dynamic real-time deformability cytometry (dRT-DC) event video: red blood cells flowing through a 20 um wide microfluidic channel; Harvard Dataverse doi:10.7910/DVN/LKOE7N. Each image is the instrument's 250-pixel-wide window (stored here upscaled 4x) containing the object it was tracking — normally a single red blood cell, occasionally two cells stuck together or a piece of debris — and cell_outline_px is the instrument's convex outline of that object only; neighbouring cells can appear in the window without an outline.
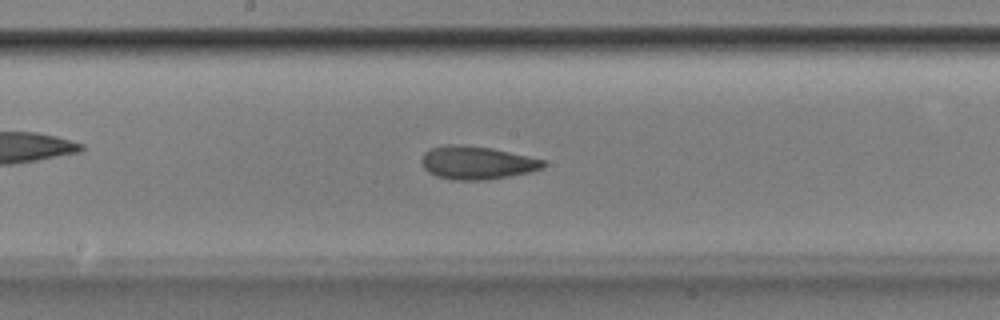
{"species": "Egyptian fruit bat (a non-hibernating species)", "species_latin": "Rousettus aegyptiacus", "temperature_condition": "room temperature", "stored_images_in_passage": 52, "camera_frame_rate_fps": 3000, "um_per_image_px": 0.085, "animal": {"sex": "male"}, "frame": {"image": 1, "passage_image": 27, "time_ms": 8.667, "image_size_px": [1000, 320], "cell_outline_px": [[548, 164], [544, 168], [528, 172], [488, 180], [452, 180], [436, 176], [428, 172], [424, 168], [420, 160], [424, 152], [432, 148], [448, 144], [464, 144], [492, 148], [528, 156], [544, 160]], "centroid_in_image_um": [40.52, 13.83], "position_along_channel_um": 207.7, "area_um2": 23.7}}
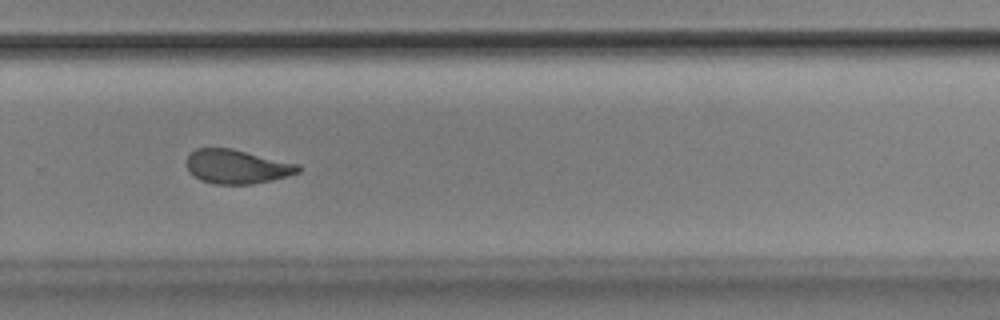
{"frame": {"image": 2, "passage_image": 35, "time_ms": 11.333, "image_size_px": [1000, 320], "cell_outline_px": [[300, 172], [288, 176], [272, 180], [252, 184], [216, 184], [200, 180], [188, 172], [184, 164], [184, 160], [196, 148], [232, 148], [300, 164]], "centroid_in_image_um": [20.11, 14.16], "position_along_channel_um": 309.7, "area_um2": 22.48}}
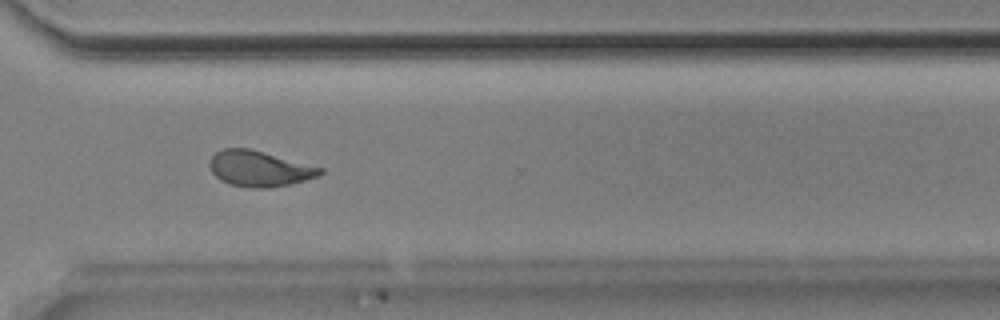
{"frame": {"image": 3, "passage_image": 38, "time_ms": 12.333, "image_size_px": [1000, 320], "cell_outline_px": [[324, 172], [320, 176], [288, 184], [268, 188], [252, 188], [232, 184], [220, 180], [212, 172], [208, 164], [212, 156], [216, 152], [224, 148], [248, 148], [264, 152], [324, 168]], "centroid_in_image_um": [22.05, 14.33], "position_along_channel_um": 348.6, "area_um2": 22.83}, "authors_computed_cell_mechanics": {"area_um2": 23.3223, "velocity_mm_per_s": 3.8427, "shape_relaxation_time_tau1_ms": 5.2157, "shape_relaxation_time_tau2_ms": 2.2479, "deformation_change_tau1": 0.1735, "deformation_change_tau2": 0.0903}}